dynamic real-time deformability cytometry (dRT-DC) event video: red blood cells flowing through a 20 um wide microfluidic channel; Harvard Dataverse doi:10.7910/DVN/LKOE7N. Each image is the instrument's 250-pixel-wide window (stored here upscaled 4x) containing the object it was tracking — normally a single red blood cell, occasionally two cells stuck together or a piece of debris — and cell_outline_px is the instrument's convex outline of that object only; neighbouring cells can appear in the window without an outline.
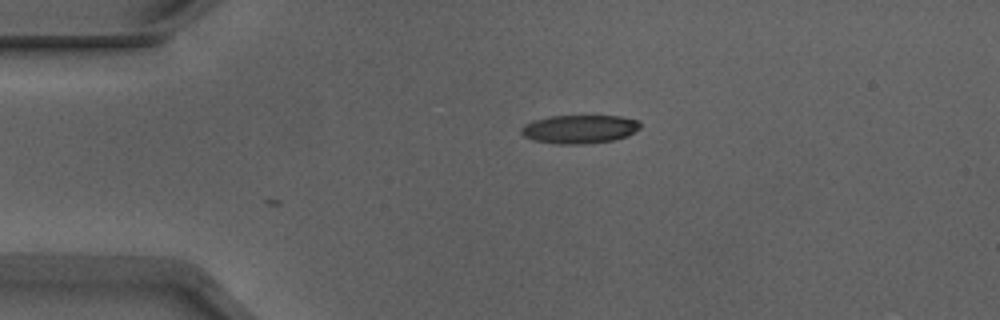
{"species": "Egyptian fruit bat (a non-hibernating species)", "species_latin": "Rousettus aegyptiacus", "temperature_condition": "warm", "stored_images_in_passage": 18, "camera_frame_rate_fps": 3000, "um_per_image_px": 0.085, "animal": {"sex": "male"}, "frame": {"image": 1, "passage_image": 1, "time_ms": 0.0, "image_size_px": [1000, 320], "cell_outline_px": [[640, 128], [628, 136], [612, 140], [584, 144], [556, 144], [532, 140], [524, 136], [520, 132], [520, 128], [524, 124], [548, 116], [620, 116], [640, 120]], "centroid_in_image_um": [49.25, 10.98], "position_along_channel_um": 35.7, "area_um2": 19.88}}
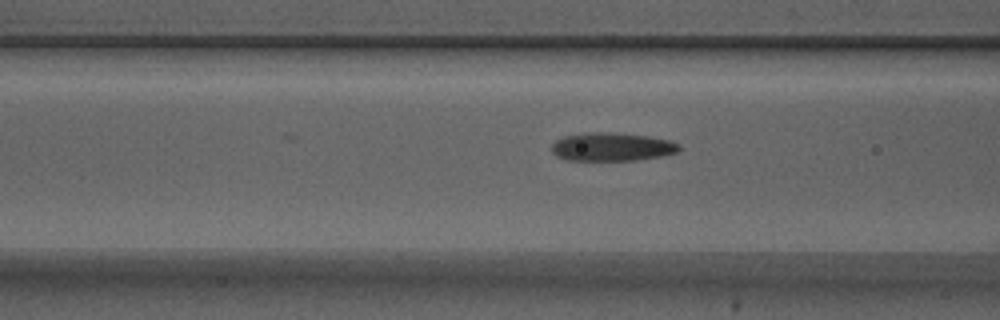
{"frame": {"image": 2, "passage_image": 10, "time_ms": 3.0, "image_size_px": [1000, 320], "cell_outline_px": [[680, 148], [676, 152], [660, 156], [636, 160], [568, 160], [556, 156], [552, 152], [552, 144], [556, 140], [564, 136], [592, 132], [612, 132], [648, 136], [668, 140], [680, 144]], "centroid_in_image_um": [51.99, 12.48], "position_along_channel_um": 114.6, "area_um2": 20.92}}
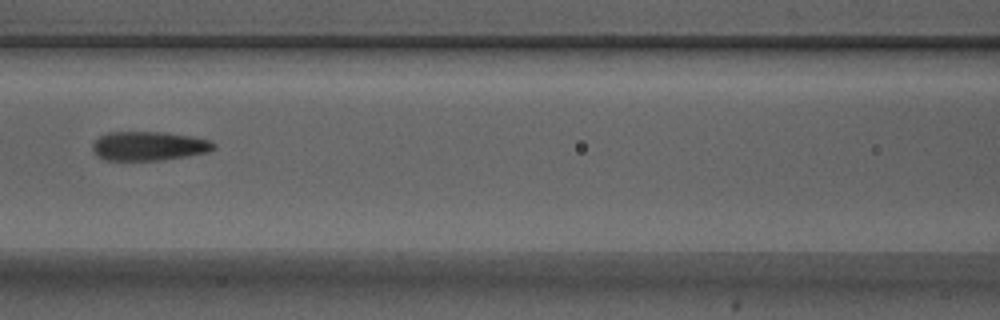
{"frame": {"image": 3, "passage_image": 13, "time_ms": 4.0, "image_size_px": [1000, 320], "cell_outline_px": [[216, 148], [208, 152], [188, 156], [160, 160], [104, 160], [96, 156], [92, 148], [92, 144], [100, 136], [108, 132], [160, 132], [192, 136], [208, 140], [216, 144]], "centroid_in_image_um": [12.64, 12.41], "position_along_channel_um": 154.0, "area_um2": 20.58}}